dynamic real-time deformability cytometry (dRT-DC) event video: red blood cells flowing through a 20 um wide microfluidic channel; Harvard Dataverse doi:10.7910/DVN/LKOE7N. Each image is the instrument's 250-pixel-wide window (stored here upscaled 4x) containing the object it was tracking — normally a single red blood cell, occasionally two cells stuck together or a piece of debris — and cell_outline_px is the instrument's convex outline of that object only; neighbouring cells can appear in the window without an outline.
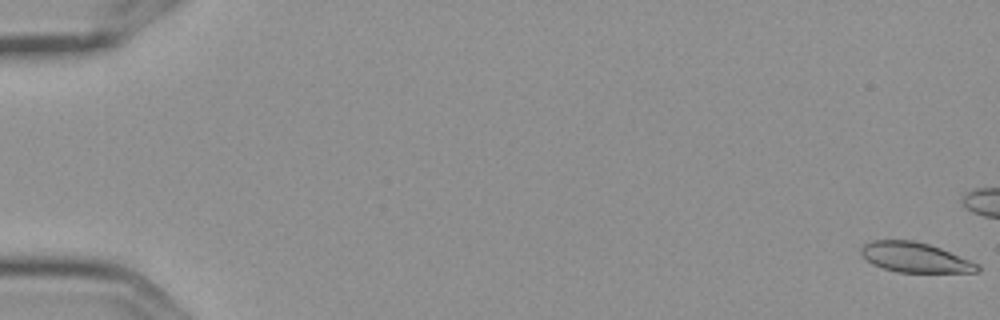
{"species": "Egyptian fruit bat (a non-hibernating species)", "species_latin": "Rousettus aegyptiacus", "temperature_condition": "cold", "stored_images_in_passage": 12, "camera_frame_rate_fps": 3000, "um_per_image_px": 0.085, "frame": {"image": 1, "passage_image": 1, "time_ms": 0.0, "image_size_px": [1000, 320], "cell_outline_px": [[980, 272], [896, 272], [872, 264], [860, 252], [860, 248], [864, 244], [872, 240], [912, 240], [928, 244], [940, 248], [980, 264]], "centroid_in_image_um": [77.79, 21.88], "position_along_channel_um": 7.2, "area_um2": 20.17}}
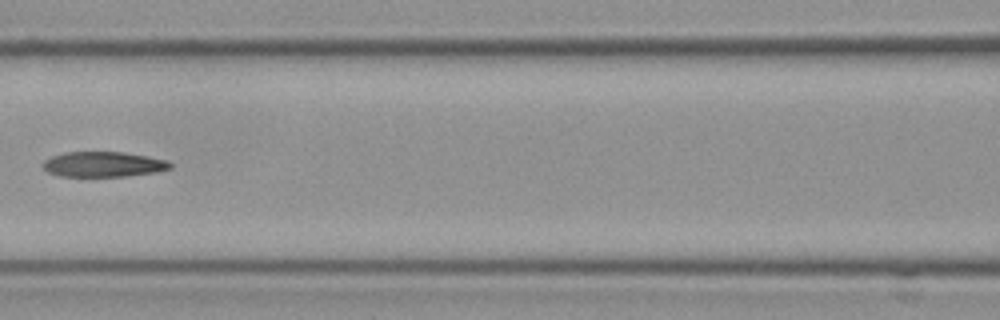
{"frame": {"image": 2, "passage_image": 9, "time_ms": 2.667, "image_size_px": [1000, 320], "cell_outline_px": [[172, 168], [156, 172], [124, 176], [60, 176], [48, 172], [40, 164], [44, 160], [52, 156], [64, 152], [124, 152], [148, 156], [168, 160], [172, 164]], "centroid_in_image_um": [8.79, 13.96], "position_along_channel_um": 157.8, "area_um2": 18.79}}
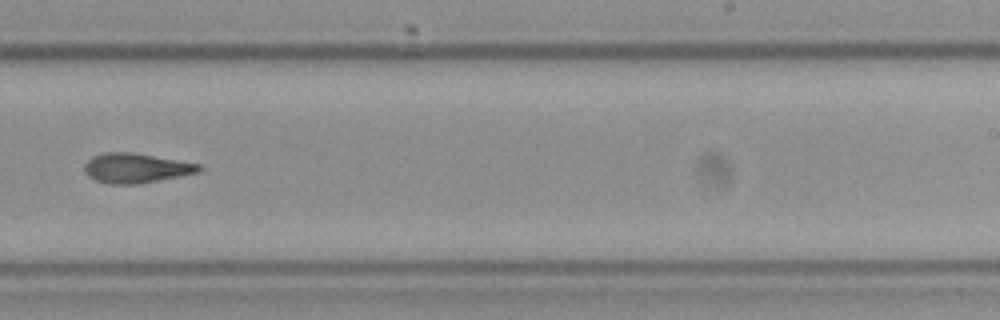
{"frame": {"image": 3, "passage_image": 12, "time_ms": 3.667, "image_size_px": [1000, 320], "cell_outline_px": [[204, 168], [200, 172], [136, 184], [108, 184], [96, 180], [88, 176], [84, 172], [84, 164], [92, 156], [104, 152], [132, 152], [200, 164]], "centroid_in_image_um": [11.53, 14.28], "position_along_channel_um": 277.5, "area_um2": 19.77}}